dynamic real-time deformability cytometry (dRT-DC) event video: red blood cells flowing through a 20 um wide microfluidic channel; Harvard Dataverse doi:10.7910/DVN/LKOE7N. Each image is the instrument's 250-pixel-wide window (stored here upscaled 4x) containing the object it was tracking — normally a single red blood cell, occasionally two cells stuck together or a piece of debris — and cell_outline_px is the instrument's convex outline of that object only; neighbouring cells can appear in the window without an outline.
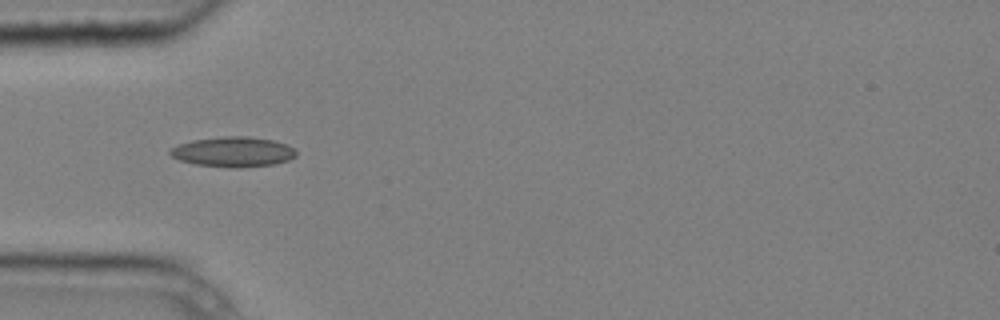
{"species": "common noctule bat (a hibernating species)", "species_latin": "Nyctalus noctula", "temperature_condition": "cold", "stored_images_in_passage": 10, "camera_frame_rate_fps": 3000, "um_per_image_px": 0.085, "animal": {"sex": "male", "body_mass_g": 20.4}, "frame": {"image": 1, "passage_image": 4, "time_ms": 1.0, "image_size_px": [1000, 320], "cell_outline_px": [[296, 156], [288, 160], [272, 164], [232, 168], [196, 164], [180, 160], [172, 156], [168, 152], [172, 148], [180, 144], [192, 140], [224, 136], [248, 136], [272, 140], [288, 144], [296, 152]], "centroid_in_image_um": [19.82, 12.9], "position_along_channel_um": 65.2, "area_um2": 21.85}}
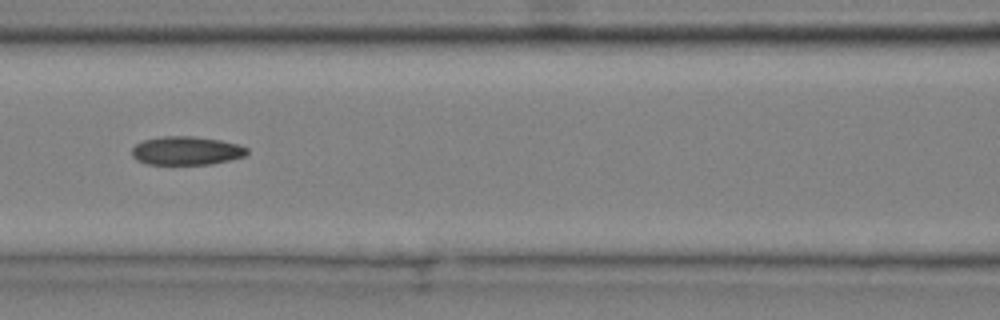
{"frame": {"image": 2, "passage_image": 6, "time_ms": 1.667, "image_size_px": [1000, 320], "cell_outline_px": [[248, 152], [244, 156], [212, 164], [148, 164], [136, 160], [132, 156], [132, 148], [136, 144], [144, 140], [164, 136], [196, 136], [220, 140], [236, 144], [248, 148]], "centroid_in_image_um": [15.83, 12.81], "position_along_channel_um": 150.8, "area_um2": 19.07}}
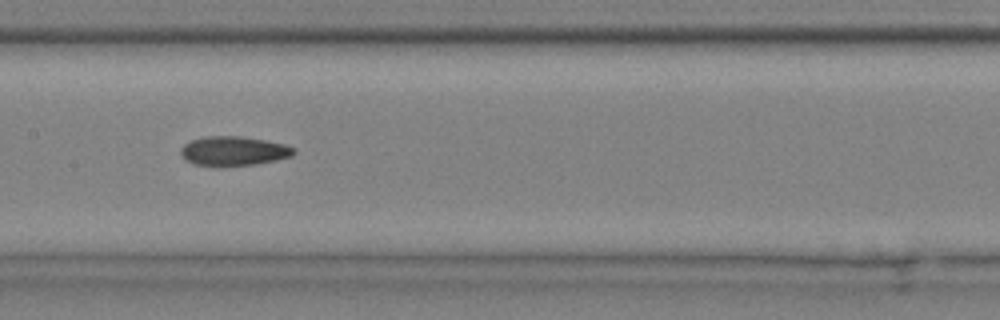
{"frame": {"image": 3, "passage_image": 7, "time_ms": 2.0, "image_size_px": [1000, 320], "cell_outline_px": [[296, 152], [292, 156], [276, 160], [256, 164], [224, 168], [216, 168], [192, 164], [180, 156], [180, 148], [184, 144], [192, 140], [204, 136], [240, 136], [264, 140], [284, 144], [296, 148]], "centroid_in_image_um": [19.81, 12.87], "position_along_channel_um": 187.6, "area_um2": 20.0}}